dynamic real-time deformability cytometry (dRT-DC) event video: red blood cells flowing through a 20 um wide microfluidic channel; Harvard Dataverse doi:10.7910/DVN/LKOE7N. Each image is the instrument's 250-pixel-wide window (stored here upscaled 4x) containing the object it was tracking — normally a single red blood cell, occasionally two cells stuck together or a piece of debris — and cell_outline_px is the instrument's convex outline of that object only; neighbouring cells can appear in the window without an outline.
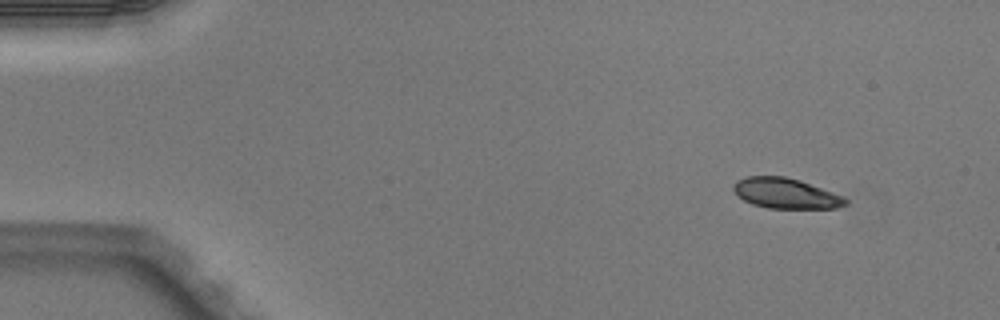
{"species": "Egyptian fruit bat (a non-hibernating species)", "species_latin": "Rousettus aegyptiacus", "temperature_condition": "warm", "stored_images_in_passage": 3, "camera_frame_rate_fps": 3000, "um_per_image_px": 0.085, "animal": {"sex": "male"}, "frame": {"image": 1, "passage_image": 1, "time_ms": 0.0, "image_size_px": [1000, 320], "cell_outline_px": [[848, 204], [836, 208], [768, 208], [752, 204], [744, 200], [732, 188], [732, 184], [736, 180], [748, 176], [784, 176], [800, 180], [844, 196], [848, 200]], "centroid_in_image_um": [66.8, 16.43], "position_along_channel_um": 18.2, "area_um2": 19.83}}